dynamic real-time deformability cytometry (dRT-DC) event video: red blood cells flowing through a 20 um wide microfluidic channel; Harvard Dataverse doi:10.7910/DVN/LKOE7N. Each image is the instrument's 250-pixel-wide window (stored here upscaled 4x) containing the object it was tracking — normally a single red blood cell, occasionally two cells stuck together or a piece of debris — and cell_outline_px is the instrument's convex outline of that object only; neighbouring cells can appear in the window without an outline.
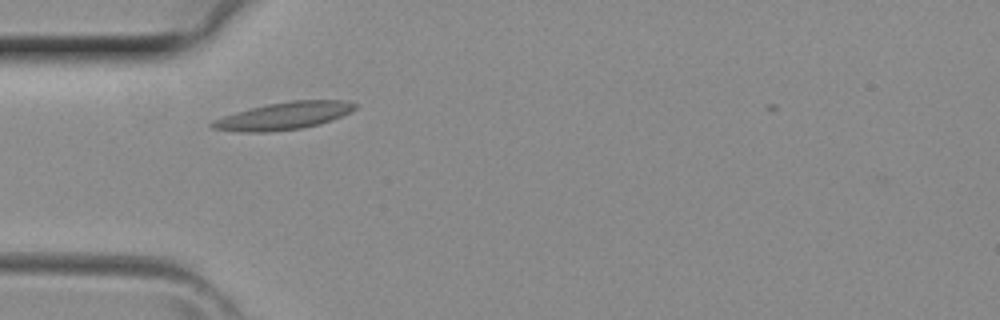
{"species": "common noctule bat (a hibernating species)", "species_latin": "Nyctalus noctula", "temperature_condition": "room temperature", "stored_images_in_passage": 6, "camera_frame_rate_fps": 3000, "um_per_image_px": 0.085, "animal": {"sex": "female", "body_mass_g": 29.2, "forearm_length_mm": 56.3}, "frame": {"image": 1, "passage_image": 3, "time_ms": 0.667, "image_size_px": [1000, 320], "cell_outline_px": [[356, 108], [352, 112], [320, 124], [300, 128], [268, 132], [240, 132], [212, 128], [208, 124], [212, 120], [236, 112], [268, 104], [292, 100], [348, 100], [356, 104]], "centroid_in_image_um": [24.14, 9.85], "position_along_channel_um": 60.9, "area_um2": 22.72}}